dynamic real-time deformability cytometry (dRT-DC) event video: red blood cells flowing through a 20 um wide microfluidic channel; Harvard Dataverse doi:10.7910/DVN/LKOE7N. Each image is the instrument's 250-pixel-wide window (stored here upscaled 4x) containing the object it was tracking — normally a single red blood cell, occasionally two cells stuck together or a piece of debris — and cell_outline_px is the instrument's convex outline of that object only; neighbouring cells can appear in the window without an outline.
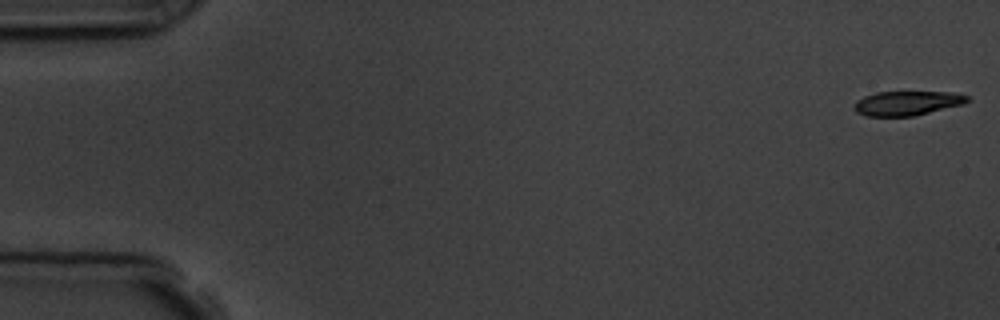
{"species": "common noctule bat (a hibernating species)", "species_latin": "Nyctalus noctula", "temperature_condition": "room temperature", "stored_images_in_passage": 3, "camera_frame_rate_fps": 3000, "um_per_image_px": 0.085, "animal": {"sex": "male", "body_mass_g": 19.5, "forearm_length_mm": 54.6}, "frame": {"image": 1, "passage_image": 1, "time_ms": 0.0, "image_size_px": [1000, 320], "cell_outline_px": [[972, 100], [964, 104], [912, 116], [864, 116], [856, 112], [852, 108], [852, 104], [856, 100], [864, 96], [876, 92], [952, 92], [968, 96]], "centroid_in_image_um": [77.07, 8.77], "position_along_channel_um": 7.9, "area_um2": 16.24}}